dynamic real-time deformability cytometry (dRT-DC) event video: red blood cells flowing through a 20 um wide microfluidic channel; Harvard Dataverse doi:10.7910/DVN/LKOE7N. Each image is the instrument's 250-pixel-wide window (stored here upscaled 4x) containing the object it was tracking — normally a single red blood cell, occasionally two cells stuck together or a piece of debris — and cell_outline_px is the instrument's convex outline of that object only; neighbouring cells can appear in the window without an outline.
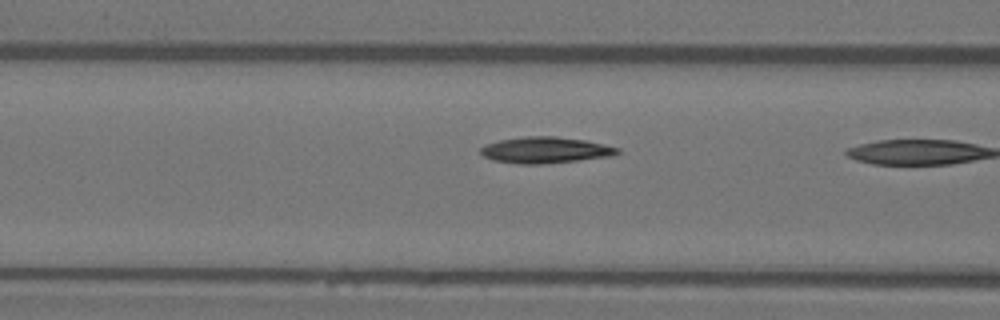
{"species": "Egyptian fruit bat (a non-hibernating species)", "species_latin": "Rousettus aegyptiacus", "temperature_condition": "warm", "stored_images_in_passage": 10, "camera_frame_rate_fps": 3000, "um_per_image_px": 0.085, "animal": {"sex": "female"}, "frame": {"image": 1, "passage_image": 9, "time_ms": 2.667, "image_size_px": [1000, 320], "cell_outline_px": [[620, 152], [612, 156], [540, 164], [520, 164], [492, 160], [484, 156], [480, 152], [480, 148], [484, 144], [500, 140], [524, 136], [556, 136], [584, 140], [604, 144], [620, 148]], "centroid_in_image_um": [46.33, 12.75], "position_along_channel_um": 120.3, "area_um2": 20.87}}